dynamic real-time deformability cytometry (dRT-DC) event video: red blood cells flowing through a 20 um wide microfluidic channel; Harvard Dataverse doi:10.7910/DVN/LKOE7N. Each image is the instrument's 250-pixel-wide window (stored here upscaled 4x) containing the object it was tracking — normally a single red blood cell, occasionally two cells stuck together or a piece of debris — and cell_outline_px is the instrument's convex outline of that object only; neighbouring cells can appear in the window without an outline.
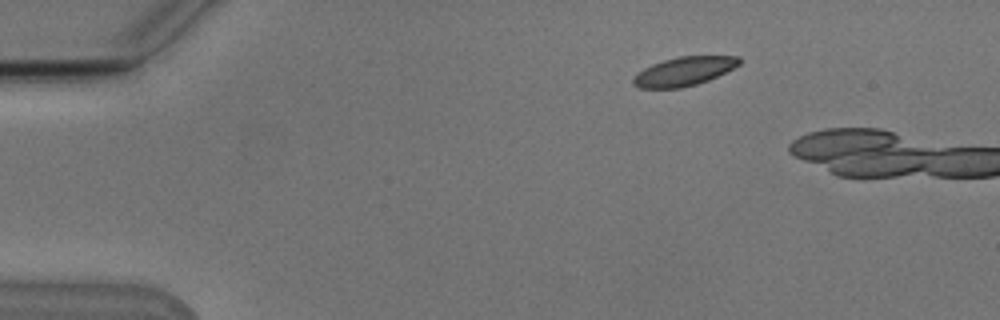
{"species": "Egyptian fruit bat (a non-hibernating species)", "species_latin": "Rousettus aegyptiacus", "temperature_condition": "cold", "stored_images_in_passage": 9, "camera_frame_rate_fps": 3000, "um_per_image_px": 0.085, "animal": {"sex": "male"}, "frame": {"image": 1, "passage_image": 1, "time_ms": 0.0, "image_size_px": [1000, 320], "cell_outline_px": [[740, 64], [708, 80], [696, 84], [680, 88], [640, 88], [632, 84], [632, 80], [644, 68], [652, 64], [664, 60], [680, 56], [740, 56]], "centroid_in_image_um": [58.13, 6.06], "position_along_channel_um": 26.9, "area_um2": 17.51}}